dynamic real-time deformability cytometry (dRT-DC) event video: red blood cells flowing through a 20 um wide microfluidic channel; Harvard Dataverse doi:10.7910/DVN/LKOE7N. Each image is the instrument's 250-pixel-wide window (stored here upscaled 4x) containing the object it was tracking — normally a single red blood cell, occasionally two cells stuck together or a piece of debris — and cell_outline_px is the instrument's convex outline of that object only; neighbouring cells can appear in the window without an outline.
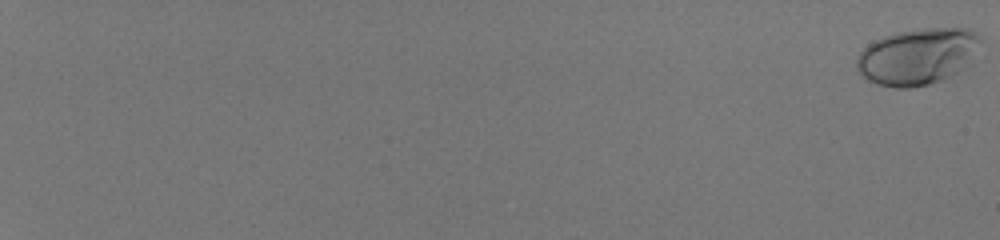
{"species": "human", "species_latin": "Homo sapiens", "temperature_condition": "room temperature", "stored_images_in_passage": 58, "camera_frame_rate_fps": 3000, "um_per_image_px": 0.085, "donor": {"sex": "male"}, "frame": {"image": 1, "passage_image": 1, "time_ms": 0.0, "image_size_px": [1000, 240], "cell_outline_px": [[984, 44], [972, 64], [944, 80], [912, 88], [892, 88], [876, 84], [868, 80], [856, 68], [856, 60], [860, 52], [872, 40], [896, 32], [924, 28], [968, 28], [984, 36]], "centroid_in_image_um": [78.1, 4.79], "position_along_channel_um": 6.9, "area_um2": 41.96}}
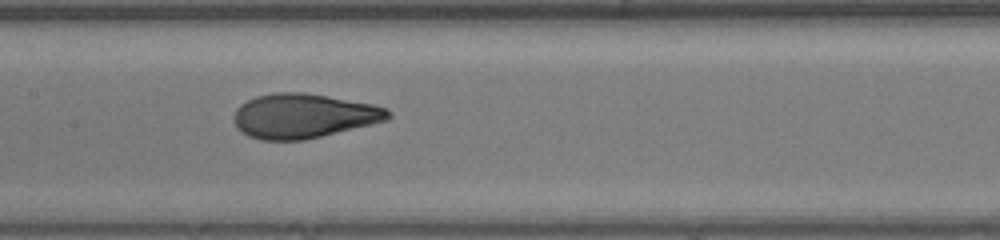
{"frame": {"image": 2, "passage_image": 36, "time_ms": 11.667, "image_size_px": [1000, 240], "cell_outline_px": [[392, 116], [388, 120], [304, 140], [260, 140], [248, 136], [236, 128], [232, 116], [236, 108], [240, 104], [256, 96], [276, 92], [304, 92], [328, 96], [372, 104], [388, 108], [392, 112]], "centroid_in_image_um": [25.78, 9.85], "position_along_channel_um": 181.6, "area_um2": 40.17}}
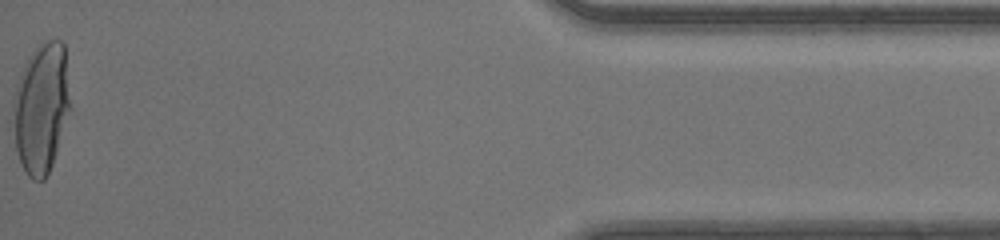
{"frame": {"image": 3, "passage_image": 58, "time_ms": 19.0, "image_size_px": [1000, 240], "cell_outline_px": [[72, 108], [52, 164], [44, 180], [32, 180], [24, 172], [16, 152], [12, 100], [16, 84], [24, 64], [28, 56], [44, 40], [60, 40], [64, 44]], "centroid_in_image_um": [3.52, 9.17], "position_along_channel_um": 431.7, "area_um2": 43.93}, "authors_computed_cell_mechanics": {"area_um2": 39.7953, "velocity_mm_per_s": 4.183, "shape_relaxation_time_tau1_ms": 4.4971, "shape_relaxation_time_tau2_ms": null, "deformation_change_tau1": 0.245, "deformation_change_tau2": null}}